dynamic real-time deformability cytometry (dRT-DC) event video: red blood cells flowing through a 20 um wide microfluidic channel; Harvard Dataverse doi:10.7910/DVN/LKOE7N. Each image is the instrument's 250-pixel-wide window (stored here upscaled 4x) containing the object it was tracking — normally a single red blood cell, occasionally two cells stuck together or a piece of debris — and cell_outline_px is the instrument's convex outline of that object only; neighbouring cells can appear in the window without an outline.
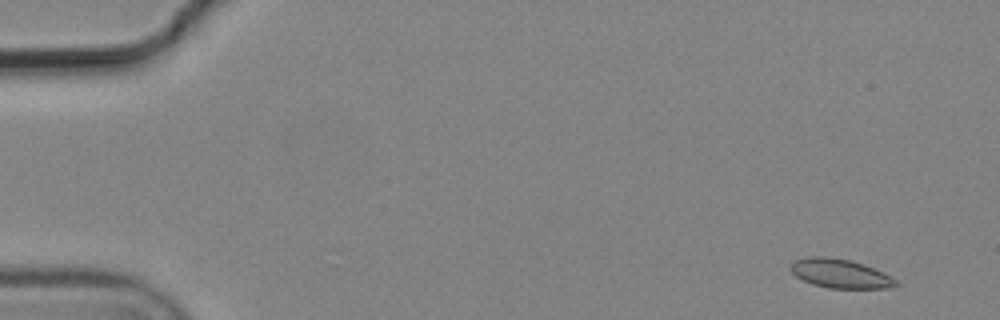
{"species": "common noctule bat (a hibernating species)", "species_latin": "Nyctalus noctula", "temperature_condition": "cold", "stored_images_in_passage": 9, "camera_frame_rate_fps": 3000, "um_per_image_px": 0.085, "animal": {"sex": "male", "body_mass_g": 19.2, "forearm_length_mm": 51.8}, "frame": {"image": 1, "passage_image": 1, "time_ms": 0.0, "image_size_px": [1000, 320], "cell_outline_px": [[900, 284], [888, 288], [828, 288], [812, 284], [796, 276], [792, 272], [792, 264], [796, 260], [808, 256], [824, 256], [852, 260], [864, 264], [884, 272], [896, 280]], "centroid_in_image_um": [71.45, 23.25], "position_along_channel_um": 13.5, "area_um2": 17.74}}
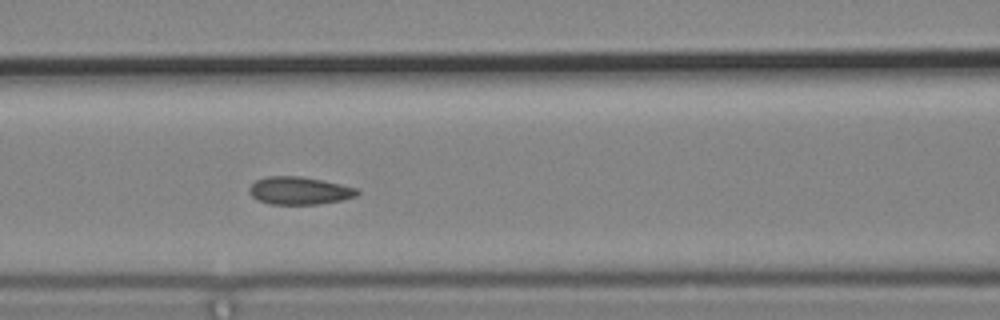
{"frame": {"image": 2, "passage_image": 7, "time_ms": 2.0, "image_size_px": [1000, 320], "cell_outline_px": [[360, 192], [356, 196], [344, 200], [320, 204], [268, 204], [256, 200], [248, 192], [248, 188], [256, 180], [268, 176], [300, 176], [324, 180], [360, 188]], "centroid_in_image_um": [25.47, 16.21], "position_along_channel_um": 141.1, "area_um2": 17.8}}
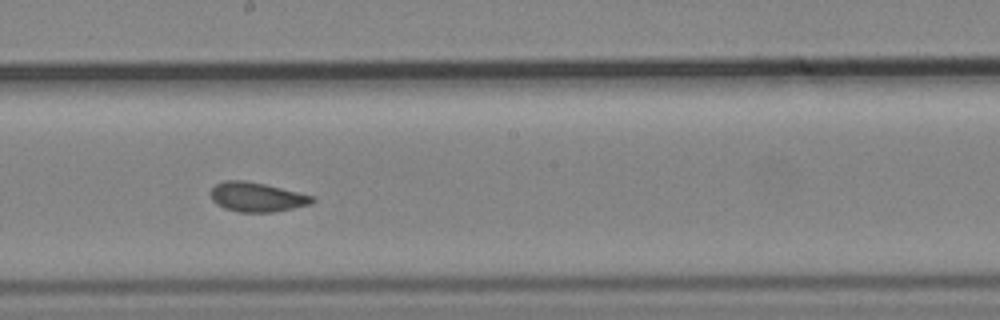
{"frame": {"image": 3, "passage_image": 9, "time_ms": 2.667, "image_size_px": [1000, 320], "cell_outline_px": [[316, 200], [312, 204], [276, 212], [240, 212], [224, 208], [216, 204], [212, 200], [212, 188], [216, 184], [224, 180], [244, 180], [264, 184], [316, 196]], "centroid_in_image_um": [21.88, 16.75], "position_along_channel_um": 226.3, "area_um2": 17.51}}